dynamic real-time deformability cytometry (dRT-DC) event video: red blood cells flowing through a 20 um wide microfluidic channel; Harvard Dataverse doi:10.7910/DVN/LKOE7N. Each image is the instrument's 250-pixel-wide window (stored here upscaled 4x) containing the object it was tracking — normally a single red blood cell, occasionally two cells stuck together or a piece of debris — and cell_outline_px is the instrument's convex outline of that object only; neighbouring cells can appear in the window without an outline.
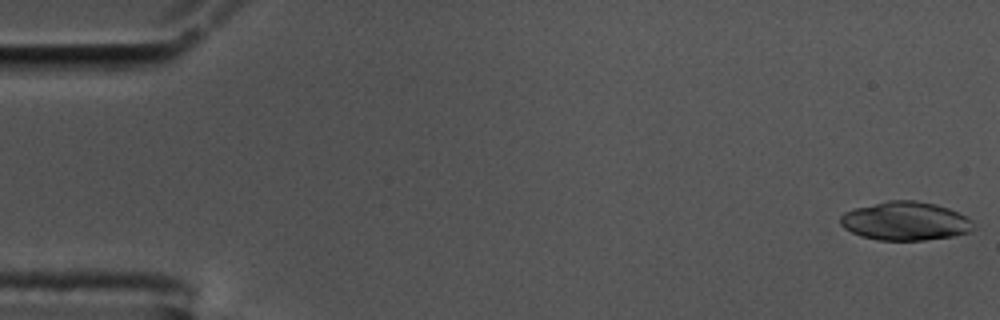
{"species": "common noctule bat (a hibernating species)", "species_latin": "Nyctalus noctula", "temperature_condition": "cold", "stored_images_in_passage": 27, "camera_frame_rate_fps": 3000, "um_per_image_px": 0.085, "animal": {"sex": "male", "body_mass_g": 17.5, "forearm_length_mm": 52.3}, "frame": {"image": 1, "passage_image": 1, "time_ms": 0.0, "image_size_px": [1000, 320], "cell_outline_px": [[976, 228], [968, 232], [952, 236], [924, 240], [880, 240], [860, 236], [844, 228], [840, 224], [840, 216], [844, 212], [852, 208], [888, 200], [916, 200], [936, 204], [948, 208], [972, 220]], "centroid_in_image_um": [76.93, 18.78], "position_along_channel_um": 8.1, "area_um2": 30.06}}
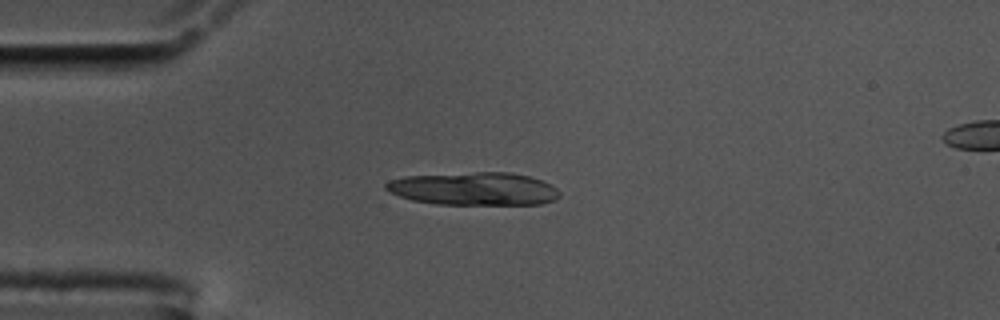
{"frame": {"image": 2, "passage_image": 14, "time_ms": 4.333, "image_size_px": [1000, 320], "cell_outline_px": [[560, 196], [556, 200], [540, 204], [436, 204], [412, 200], [388, 192], [384, 188], [384, 184], [392, 180], [404, 176], [476, 172], [512, 172], [528, 176], [552, 184], [560, 192]], "centroid_in_image_um": [40.29, 16.04], "position_along_channel_um": 44.7, "area_um2": 33.47}}